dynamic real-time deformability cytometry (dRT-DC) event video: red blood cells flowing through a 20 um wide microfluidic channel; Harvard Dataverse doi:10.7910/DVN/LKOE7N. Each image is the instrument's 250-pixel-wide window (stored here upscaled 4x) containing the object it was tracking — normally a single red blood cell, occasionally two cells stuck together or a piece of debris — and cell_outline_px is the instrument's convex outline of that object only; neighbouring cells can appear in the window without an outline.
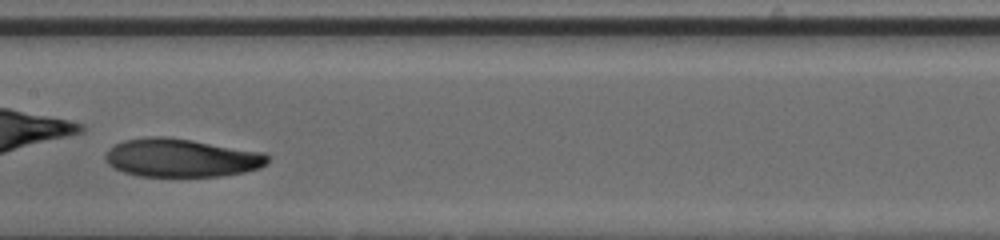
{"species": "human", "species_latin": "Homo sapiens", "temperature_condition": "cold", "stored_images_in_passage": 30, "camera_frame_rate_fps": 3000, "um_per_image_px": 0.085, "donor": {"sex": "male"}, "frame": {"image": 1, "passage_image": 13, "time_ms": 4.0, "image_size_px": [1000, 240], "cell_outline_px": [[268, 160], [260, 168], [244, 172], [220, 176], [136, 176], [112, 168], [104, 160], [104, 156], [116, 144], [124, 140], [156, 136], [164, 136], [192, 140], [264, 152], [268, 156]], "centroid_in_image_um": [15.4, 13.42], "position_along_channel_um": 192.0, "area_um2": 36.13}}
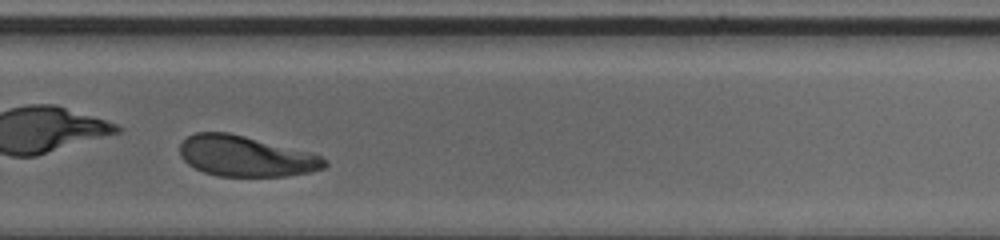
{"frame": {"image": 2, "passage_image": 22, "time_ms": 7.0, "image_size_px": [1000, 240], "cell_outline_px": [[328, 164], [324, 168], [312, 172], [284, 176], [216, 176], [204, 172], [188, 164], [180, 156], [180, 144], [188, 136], [196, 132], [228, 132], [308, 152], [320, 156], [328, 160]], "centroid_in_image_um": [20.88, 13.28], "position_along_channel_um": 308.9, "area_um2": 34.04}, "authors_computed_cell_mechanics": {"area_um2": 36.2695, "velocity_mm_per_s": 3.8933, "shape_relaxation_time_tau1_ms": 2.6783, "shape_relaxation_time_tau2_ms": 5.3776, "deformation_change_tau1": 0.1432, "deformation_change_tau2": 0.127}}